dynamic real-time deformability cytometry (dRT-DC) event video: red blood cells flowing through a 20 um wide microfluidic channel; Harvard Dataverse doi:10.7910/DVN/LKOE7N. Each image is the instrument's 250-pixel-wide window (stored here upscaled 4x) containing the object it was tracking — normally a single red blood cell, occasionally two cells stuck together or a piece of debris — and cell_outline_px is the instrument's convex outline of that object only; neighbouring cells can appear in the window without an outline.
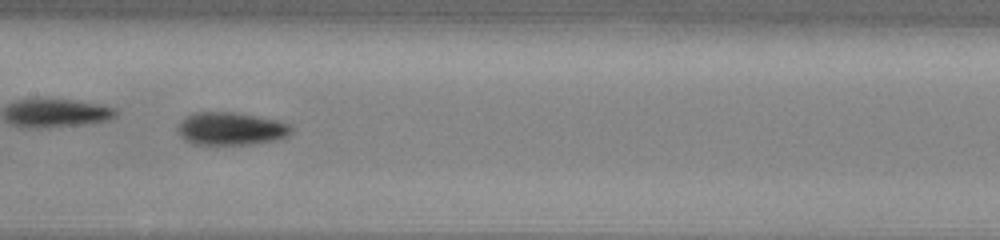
{"species": "common noctule bat (a hibernating species)", "species_latin": "Nyctalus noctula", "temperature_condition": "warm", "stored_images_in_passage": 32, "camera_frame_rate_fps": 3000, "um_per_image_px": 0.085, "animal": {"sex": "male", "body_mass_g": 13.0, "forearm_length_mm": 53.1}, "frame": {"image": 1, "passage_image": 10, "time_ms": 3.0, "image_size_px": [1000, 240], "cell_outline_px": [[292, 132], [288, 136], [276, 140], [252, 144], [192, 144], [184, 140], [180, 136], [176, 128], [184, 116], [196, 112], [236, 112], [280, 120], [292, 124]], "centroid_in_image_um": [19.64, 10.93], "position_along_channel_um": 187.8, "area_um2": 22.14}}
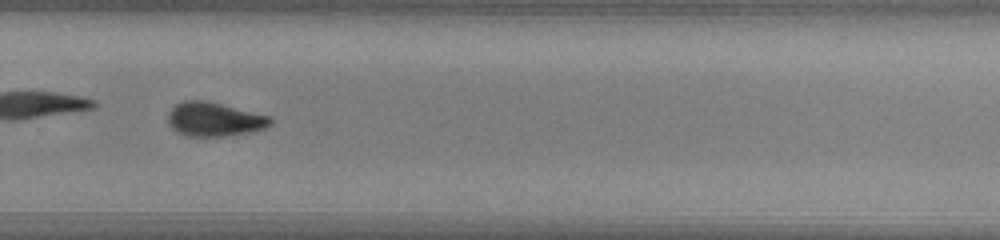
{"frame": {"image": 2, "passage_image": 19, "time_ms": 6.0, "image_size_px": [1000, 240], "cell_outline_px": [[272, 124], [264, 128], [252, 132], [224, 136], [188, 136], [176, 132], [168, 124], [168, 112], [176, 104], [184, 100], [208, 100], [272, 116]], "centroid_in_image_um": [18.23, 10.13], "position_along_channel_um": 311.6, "area_um2": 20.63}, "authors_computed_cell_mechanics": {"area_um2": 20.7502, "velocity_mm_per_s": 4.1335, "shape_relaxation_time_tau1_ms": 3.0037, "shape_relaxation_time_tau2_ms": 5.4015, "deformation_change_tau1": 0.1286, "deformation_change_tau2": 0.0908}}